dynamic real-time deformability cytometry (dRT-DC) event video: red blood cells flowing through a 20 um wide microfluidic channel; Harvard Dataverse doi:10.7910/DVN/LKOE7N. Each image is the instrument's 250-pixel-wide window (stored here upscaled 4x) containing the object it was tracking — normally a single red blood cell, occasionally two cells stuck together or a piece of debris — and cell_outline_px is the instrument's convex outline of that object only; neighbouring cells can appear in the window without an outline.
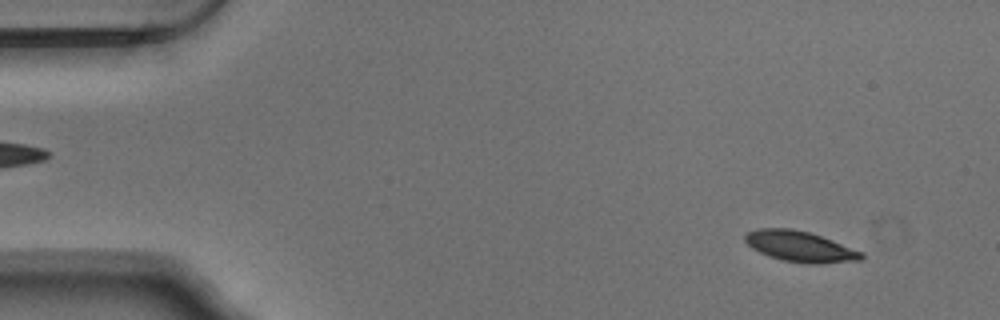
{"species": "Egyptian fruit bat (a non-hibernating species)", "species_latin": "Rousettus aegyptiacus", "temperature_condition": "warm", "stored_images_in_passage": 24, "camera_frame_rate_fps": 3000, "um_per_image_px": 0.085, "animal": {"sex": "male"}, "frame": {"image": 1, "passage_image": 4, "time_ms": 1.0, "image_size_px": [1000, 320], "cell_outline_px": [[864, 256], [860, 260], [816, 264], [808, 264], [784, 260], [768, 256], [752, 248], [744, 240], [744, 236], [748, 232], [756, 228], [792, 228], [808, 232], [832, 240], [864, 252]], "centroid_in_image_um": [68.0, 20.95], "position_along_channel_um": 17.0, "area_um2": 20.75}}
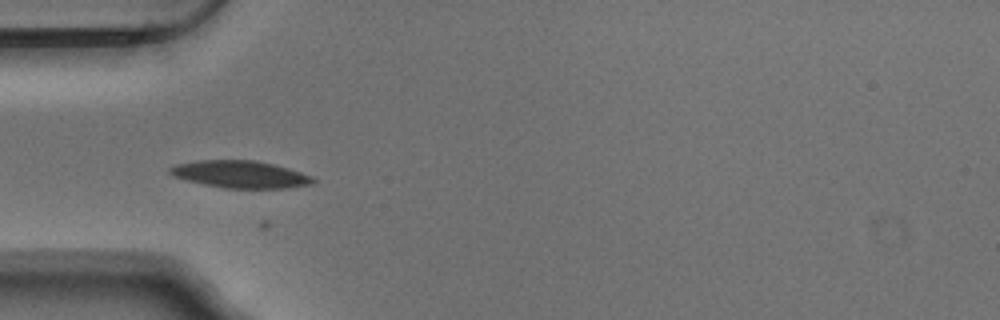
{"frame": {"image": 2, "passage_image": 16, "time_ms": 5.0, "image_size_px": [1000, 320], "cell_outline_px": [[316, 180], [312, 184], [288, 188], [224, 188], [204, 184], [172, 176], [168, 172], [168, 168], [176, 164], [196, 160], [256, 160], [288, 168], [312, 176]], "centroid_in_image_um": [20.41, 14.81], "position_along_channel_um": 64.6, "area_um2": 22.72}}
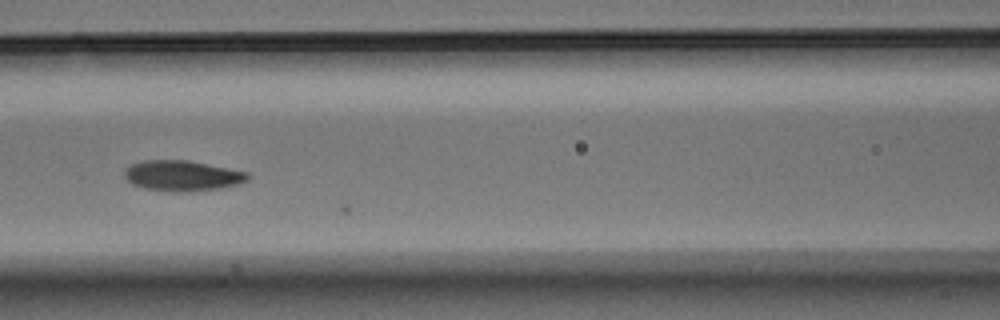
{"frame": {"image": 3, "passage_image": 23, "time_ms": 7.333, "image_size_px": [1000, 320], "cell_outline_px": [[252, 176], [248, 180], [240, 184], [224, 188], [184, 192], [172, 192], [144, 188], [132, 184], [124, 176], [124, 172], [132, 164], [144, 160], [188, 160], [248, 172]], "centroid_in_image_um": [15.55, 14.94], "position_along_channel_um": 151.0, "area_um2": 22.08}}